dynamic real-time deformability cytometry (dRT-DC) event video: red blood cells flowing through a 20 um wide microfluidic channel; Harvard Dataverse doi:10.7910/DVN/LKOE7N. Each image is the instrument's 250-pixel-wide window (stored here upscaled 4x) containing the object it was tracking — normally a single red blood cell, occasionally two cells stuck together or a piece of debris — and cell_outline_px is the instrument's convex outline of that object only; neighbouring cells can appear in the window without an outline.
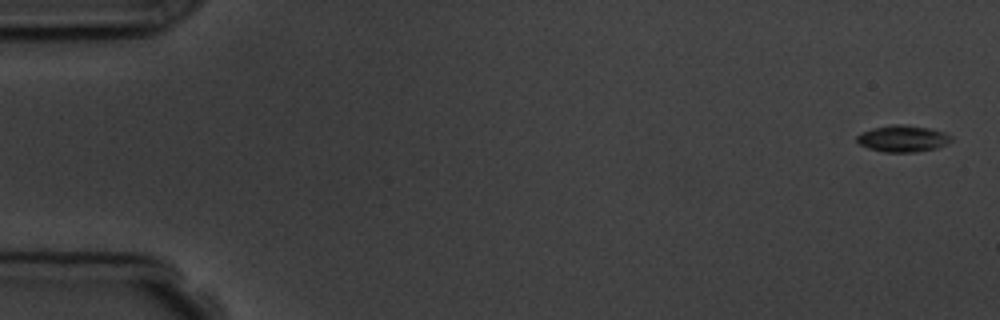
{"species": "common noctule bat (a hibernating species)", "species_latin": "Nyctalus noctula", "temperature_condition": "room temperature", "stored_images_in_passage": 5, "camera_frame_rate_fps": 3000, "um_per_image_px": 0.085, "animal": {"sex": "male", "body_mass_g": 19.5, "forearm_length_mm": 54.6}, "frame": {"image": 1, "passage_image": 1, "time_ms": 0.0, "image_size_px": [1000, 320], "cell_outline_px": [[952, 140], [948, 144], [936, 148], [916, 152], [884, 152], [868, 148], [860, 144], [856, 140], [856, 136], [860, 132], [872, 128], [892, 124], [900, 124], [928, 128], [952, 136]], "centroid_in_image_um": [76.7, 11.78], "position_along_channel_um": 8.3, "area_um2": 14.57}}